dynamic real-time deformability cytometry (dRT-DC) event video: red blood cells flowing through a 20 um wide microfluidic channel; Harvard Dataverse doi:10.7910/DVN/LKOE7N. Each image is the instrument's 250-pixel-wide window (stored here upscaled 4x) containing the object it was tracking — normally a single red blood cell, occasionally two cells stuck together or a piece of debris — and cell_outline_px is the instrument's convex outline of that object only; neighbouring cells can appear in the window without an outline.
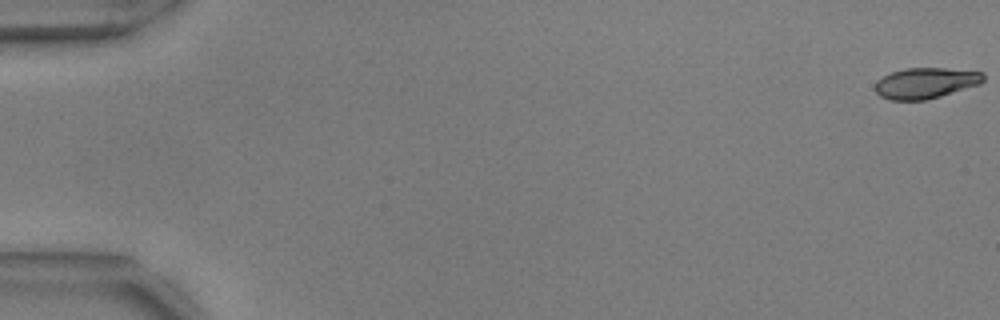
{"species": "common noctule bat (a hibernating species)", "species_latin": "Nyctalus noctula", "temperature_condition": "warm", "stored_images_in_passage": 56, "camera_frame_rate_fps": 3000, "um_per_image_px": 0.085, "animal": {"sex": "male", "body_mass_g": 17.9, "forearm_length_mm": 54.2}, "frame": {"image": 1, "passage_image": 1, "time_ms": 0.0, "image_size_px": [1000, 320], "cell_outline_px": [[984, 80], [980, 84], [940, 96], [924, 100], [888, 100], [880, 96], [876, 92], [876, 80], [892, 72], [904, 68], [944, 68], [984, 72]], "centroid_in_image_um": [78.67, 7.06], "position_along_channel_um": 6.3, "area_um2": 19.36}}
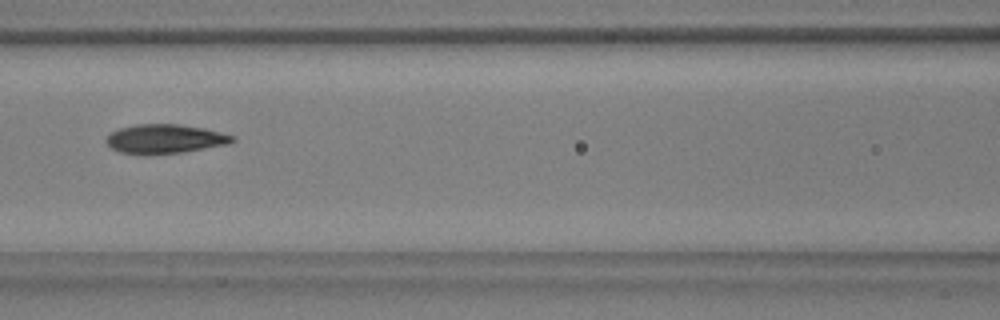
{"frame": {"image": 2, "passage_image": 26, "time_ms": 8.333, "image_size_px": [1000, 320], "cell_outline_px": [[236, 140], [228, 144], [184, 152], [144, 156], [120, 152], [112, 148], [108, 144], [108, 136], [112, 132], [120, 128], [136, 124], [180, 124], [204, 128], [236, 136]], "centroid_in_image_um": [14.05, 11.82], "position_along_channel_um": 152.5, "area_um2": 21.62}}
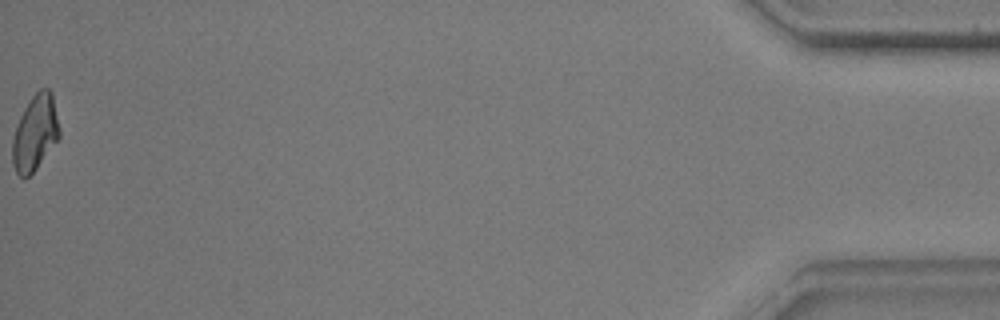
{"frame": {"image": 3, "passage_image": 56, "time_ms": 18.333, "image_size_px": [1000, 320], "cell_outline_px": [[60, 136], [36, 168], [24, 180], [16, 172], [12, 164], [12, 140], [20, 116], [24, 108], [32, 96], [40, 88], [48, 88], [52, 92], [60, 128]], "centroid_in_image_um": [2.98, 11.28], "position_along_channel_um": 432.2, "area_um2": 20.58}, "authors_computed_cell_mechanics": {"area_um2": 21.0103, "velocity_mm_per_s": 3.7266, "shape_relaxation_time_tau1_ms": 4.5768, "shape_relaxation_time_tau2_ms": 2.4305, "deformation_change_tau1": 0.1554, "deformation_change_tau2": 0.0742}}